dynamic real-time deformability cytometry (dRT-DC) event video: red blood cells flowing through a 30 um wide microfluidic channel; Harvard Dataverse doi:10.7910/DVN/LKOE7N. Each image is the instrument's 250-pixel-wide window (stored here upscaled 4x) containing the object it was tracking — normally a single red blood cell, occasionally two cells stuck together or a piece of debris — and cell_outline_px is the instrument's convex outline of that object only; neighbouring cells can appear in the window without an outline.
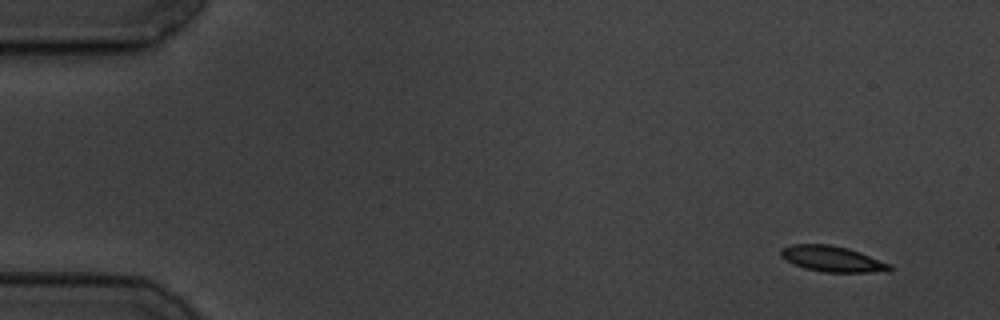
{"species": "common noctule bat (a hibernating species)", "species_latin": "Nyctalus noctula", "temperature_condition": "cold", "stored_images_in_passage": 5, "camera_frame_rate_fps": 3000, "um_per_image_px": 0.085, "animal": {"sex": "male", "body_mass_g": 19.5, "forearm_length_mm": 54.6}, "frame": {"image": 1, "passage_image": 1, "time_ms": 0.0, "image_size_px": [1000, 320], "cell_outline_px": [[892, 268], [888, 272], [824, 272], [804, 268], [784, 260], [780, 256], [780, 248], [792, 244], [828, 244], [848, 248], [860, 252], [892, 264]], "centroid_in_image_um": [70.74, 22.0], "position_along_channel_um": 14.3, "area_um2": 16.53}}
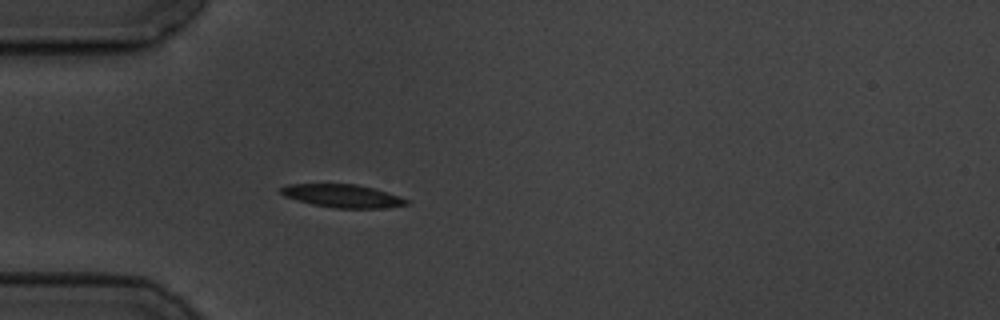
{"frame": {"image": 2, "passage_image": 5, "time_ms": 4.333, "image_size_px": [1000, 320], "cell_outline_px": [[412, 204], [384, 208], [336, 208], [312, 204], [284, 196], [280, 192], [280, 188], [288, 184], [356, 184], [388, 192], [400, 196], [408, 200]], "centroid_in_image_um": [29.16, 16.65], "position_along_channel_um": 55.8, "area_um2": 16.88}}